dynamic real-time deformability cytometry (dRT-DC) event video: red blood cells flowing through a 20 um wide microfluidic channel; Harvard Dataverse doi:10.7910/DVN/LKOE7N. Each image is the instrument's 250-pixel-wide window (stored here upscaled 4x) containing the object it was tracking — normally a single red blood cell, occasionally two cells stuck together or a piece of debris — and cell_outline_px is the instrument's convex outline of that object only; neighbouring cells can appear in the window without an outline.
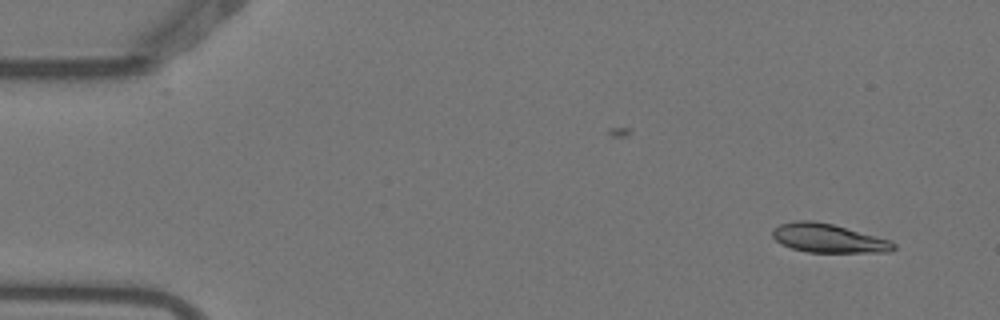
{"species": "Egyptian fruit bat (a non-hibernating species)", "species_latin": "Rousettus aegyptiacus", "temperature_condition": "warm", "stored_images_in_passage": 4, "camera_frame_rate_fps": 3000, "um_per_image_px": 0.085, "animal": {"sex": "female"}, "frame": {"image": 1, "passage_image": 1, "time_ms": 0.0, "image_size_px": [1000, 320], "cell_outline_px": [[896, 248], [892, 252], [808, 252], [792, 248], [780, 244], [772, 236], [772, 228], [780, 224], [796, 220], [812, 220], [832, 224], [888, 240], [896, 244]], "centroid_in_image_um": [70.36, 20.25], "position_along_channel_um": 14.6, "area_um2": 20.17}}
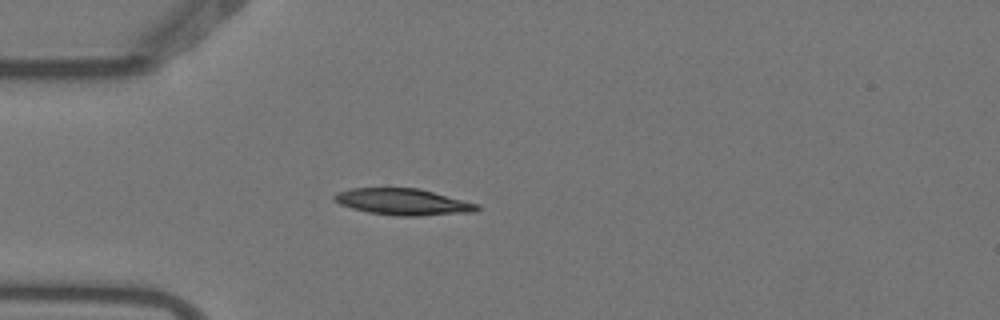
{"frame": {"image": 2, "passage_image": 4, "time_ms": 1.0, "image_size_px": [1000, 320], "cell_outline_px": [[480, 208], [476, 212], [420, 216], [396, 216], [368, 212], [352, 208], [340, 204], [332, 200], [332, 196], [336, 192], [352, 188], [416, 188], [480, 204]], "centroid_in_image_um": [34.25, 17.16], "position_along_channel_um": 50.8, "area_um2": 22.08}}